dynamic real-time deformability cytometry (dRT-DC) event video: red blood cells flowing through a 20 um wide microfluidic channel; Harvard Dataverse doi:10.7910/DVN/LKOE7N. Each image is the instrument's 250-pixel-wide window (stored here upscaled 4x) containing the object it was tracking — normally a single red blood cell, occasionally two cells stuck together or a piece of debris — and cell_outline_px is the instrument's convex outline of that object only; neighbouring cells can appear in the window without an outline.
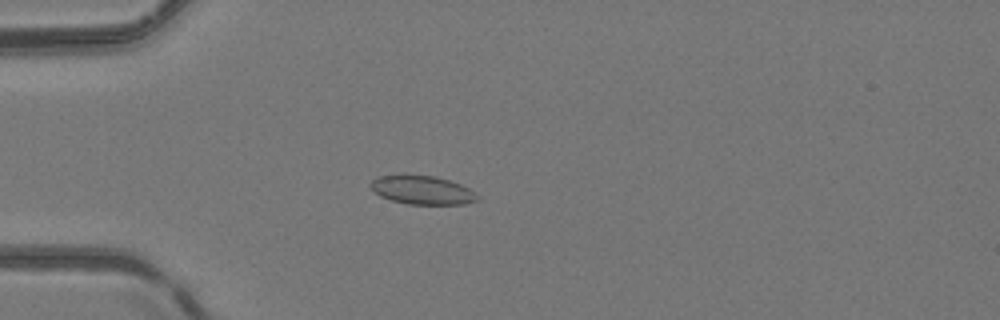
{"species": "common noctule bat (a hibernating species)", "species_latin": "Nyctalus noctula", "temperature_condition": "room temperature", "stored_images_in_passage": 38, "camera_frame_rate_fps": 3000, "um_per_image_px": 0.085, "animal": {"sex": "female", "body_mass_g": 24.6, "forearm_length_mm": 56.2}, "frame": {"image": 1, "passage_image": 15, "time_ms": 4.667, "image_size_px": [1000, 320], "cell_outline_px": [[480, 200], [464, 204], [408, 204], [392, 200], [380, 196], [368, 184], [376, 176], [400, 172], [404, 172], [432, 176], [448, 180], [460, 184], [468, 188], [480, 196]], "centroid_in_image_um": [35.84, 16.11], "position_along_channel_um": 49.2, "area_um2": 18.38}}
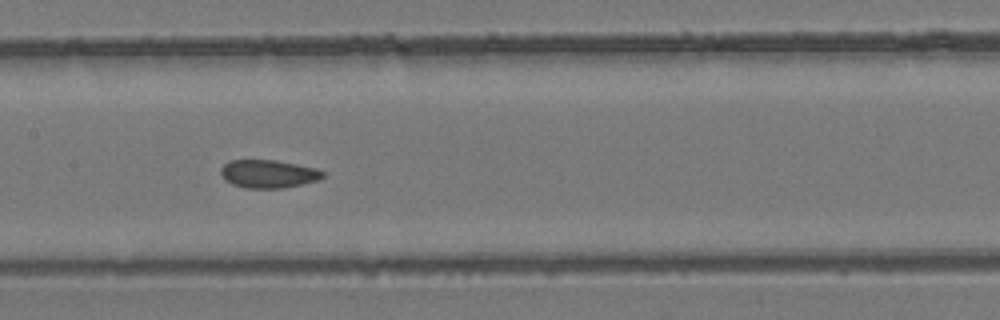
{"frame": {"image": 2, "passage_image": 26, "time_ms": 8.333, "image_size_px": [1000, 320], "cell_outline_px": [[324, 176], [320, 180], [284, 188], [244, 188], [232, 184], [224, 180], [220, 172], [220, 168], [228, 160], [276, 160], [316, 168], [324, 172]], "centroid_in_image_um": [22.79, 14.78], "position_along_channel_um": 184.6, "area_um2": 16.88}}
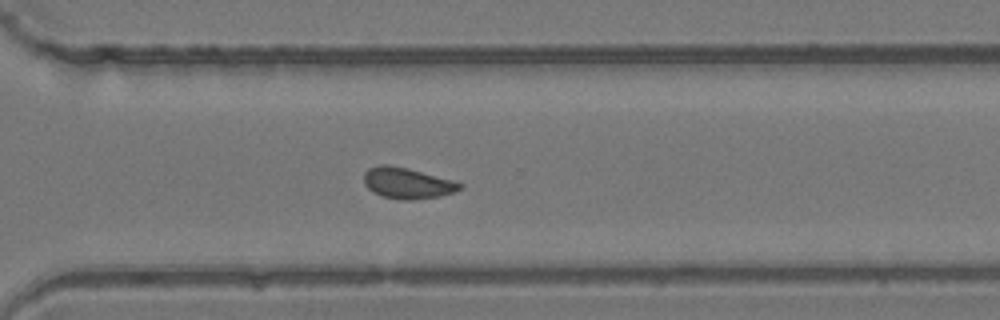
{"frame": {"image": 3, "passage_image": 37, "time_ms": 12.0, "image_size_px": [1000, 320], "cell_outline_px": [[464, 188], [456, 192], [440, 196], [408, 200], [400, 200], [384, 196], [372, 192], [364, 184], [364, 172], [368, 168], [380, 164], [388, 164], [408, 168], [456, 180], [464, 184]], "centroid_in_image_um": [34.67, 15.55], "position_along_channel_um": 335.9, "area_um2": 17.69}}